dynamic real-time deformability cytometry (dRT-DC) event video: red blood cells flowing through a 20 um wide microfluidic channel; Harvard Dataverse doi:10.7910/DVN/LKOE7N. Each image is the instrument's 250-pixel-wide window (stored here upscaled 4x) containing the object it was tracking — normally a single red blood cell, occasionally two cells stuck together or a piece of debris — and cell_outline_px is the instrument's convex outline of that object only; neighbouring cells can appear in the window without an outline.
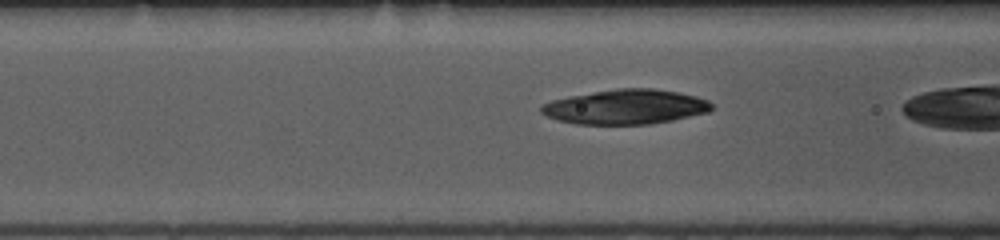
{"species": "common noctule bat (a hibernating species)", "species_latin": "Nyctalus noctula", "temperature_condition": "room temperature", "stored_images_in_passage": 18, "camera_frame_rate_fps": 3000, "um_per_image_px": 0.085, "animal": {"sex": "female", "body_mass_g": 10.0, "forearm_length_mm": 53.1}, "frame": {"image": 1, "passage_image": 17, "time_ms": 5.333, "image_size_px": [1000, 240], "cell_outline_px": [[712, 108], [708, 112], [672, 120], [648, 124], [576, 124], [556, 120], [540, 112], [540, 108], [544, 104], [552, 100], [568, 96], [616, 88], [652, 88], [676, 92], [696, 96], [708, 100], [712, 104]], "centroid_in_image_um": [53.16, 9.08], "position_along_channel_um": 113.4, "area_um2": 34.33}}